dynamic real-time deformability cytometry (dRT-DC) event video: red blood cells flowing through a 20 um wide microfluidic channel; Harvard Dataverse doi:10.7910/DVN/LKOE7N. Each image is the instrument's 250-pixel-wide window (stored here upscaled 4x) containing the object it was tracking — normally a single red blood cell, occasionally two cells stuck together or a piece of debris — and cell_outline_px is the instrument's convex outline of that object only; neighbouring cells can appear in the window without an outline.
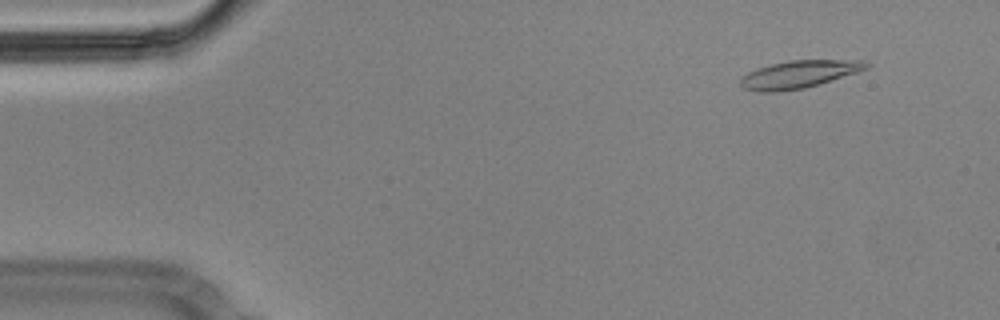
{"species": "Egyptian fruit bat (a non-hibernating species)", "species_latin": "Rousettus aegyptiacus", "temperature_condition": "cold", "stored_images_in_passage": 56, "segment_of_instrument_passage": [1, 2], "camera_frame_rate_fps": 3000, "um_per_image_px": 0.085, "animal": {"sex": "male"}, "frame": {"image": 1, "passage_image": 5, "time_ms": 1.333, "image_size_px": [1000, 320], "cell_outline_px": [[872, 64], [868, 68], [820, 84], [804, 88], [776, 92], [760, 92], [744, 88], [740, 84], [740, 76], [756, 68], [788, 60], [864, 60]], "centroid_in_image_um": [67.9, 6.31], "position_along_channel_um": 17.1, "area_um2": 20.29}}
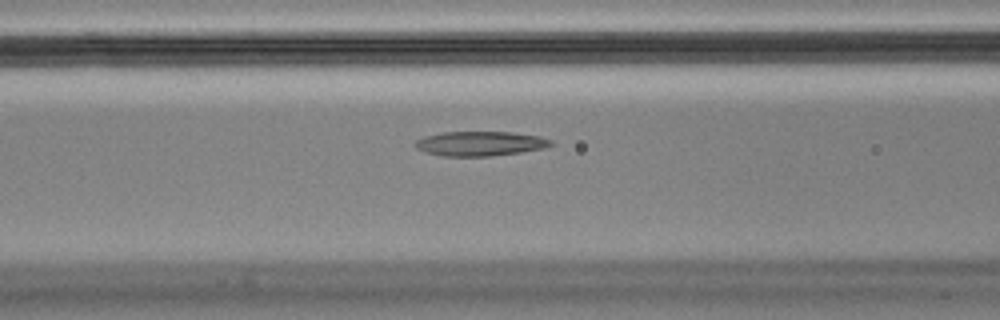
{"frame": {"image": 2, "passage_image": 22, "time_ms": 7.0, "image_size_px": [1000, 320], "cell_outline_px": [[556, 144], [544, 148], [520, 152], [488, 156], [444, 156], [424, 152], [416, 148], [412, 144], [416, 140], [424, 136], [444, 132], [512, 132], [540, 136], [552, 140]], "centroid_in_image_um": [40.81, 12.2], "position_along_channel_um": 125.8, "area_um2": 19.54}}
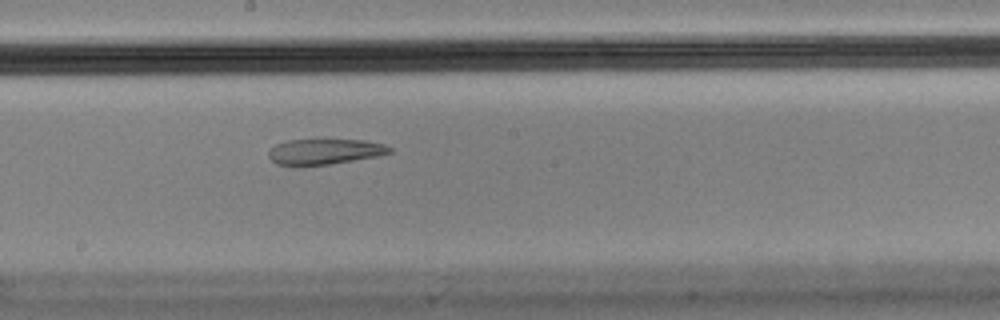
{"frame": {"image": 3, "passage_image": 30, "time_ms": 9.667, "image_size_px": [1000, 320], "cell_outline_px": [[392, 152], [376, 156], [328, 164], [300, 168], [296, 168], [276, 164], [268, 156], [268, 152], [276, 144], [288, 140], [364, 140], [384, 144], [392, 148]], "centroid_in_image_um": [27.52, 12.92], "position_along_channel_um": 220.7, "area_um2": 18.26}}